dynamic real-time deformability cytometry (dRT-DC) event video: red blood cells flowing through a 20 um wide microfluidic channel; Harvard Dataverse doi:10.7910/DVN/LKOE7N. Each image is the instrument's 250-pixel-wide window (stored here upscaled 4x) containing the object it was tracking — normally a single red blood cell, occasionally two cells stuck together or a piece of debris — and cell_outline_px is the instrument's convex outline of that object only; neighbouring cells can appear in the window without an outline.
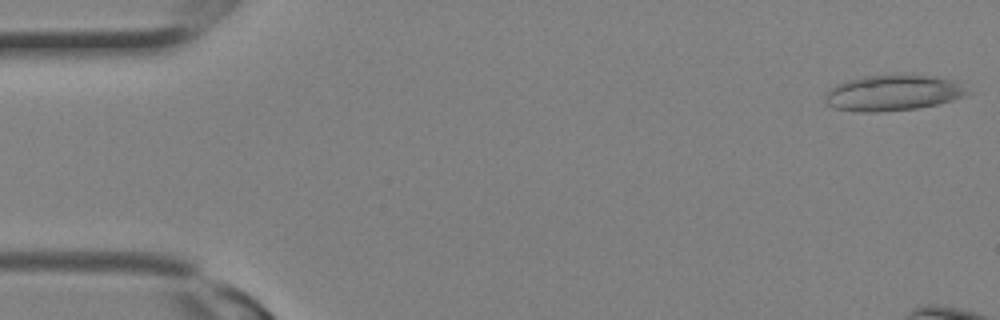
{"species": "Egyptian fruit bat (a non-hibernating species)", "species_latin": "Rousettus aegyptiacus", "temperature_condition": "room temperature", "stored_images_in_passage": 13, "camera_frame_rate_fps": 3000, "um_per_image_px": 0.085, "animal": {"sex": "female"}, "frame": {"image": 1, "passage_image": 1, "time_ms": 0.0, "image_size_px": [1000, 320], "cell_outline_px": [[972, 92], [968, 96], [940, 104], [916, 108], [876, 112], [860, 112], [836, 108], [828, 104], [824, 100], [824, 96], [828, 88], [836, 84], [848, 80], [864, 76], [912, 72], [936, 76], [952, 80]], "centroid_in_image_um": [75.94, 7.86], "position_along_channel_um": 9.1, "area_um2": 30.52}}
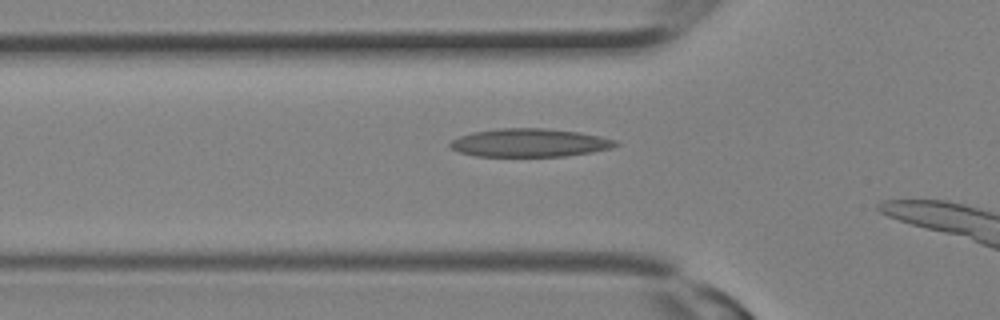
{"frame": {"image": 2, "passage_image": 10, "time_ms": 3.0, "image_size_px": [1000, 320], "cell_outline_px": [[620, 144], [612, 148], [592, 152], [564, 156], [476, 156], [460, 152], [452, 148], [448, 144], [452, 140], [460, 136], [472, 132], [500, 128], [544, 128], [580, 132], [600, 136], [616, 140]], "centroid_in_image_um": [45.04, 12.13], "position_along_channel_um": 80.8, "area_um2": 27.22}}